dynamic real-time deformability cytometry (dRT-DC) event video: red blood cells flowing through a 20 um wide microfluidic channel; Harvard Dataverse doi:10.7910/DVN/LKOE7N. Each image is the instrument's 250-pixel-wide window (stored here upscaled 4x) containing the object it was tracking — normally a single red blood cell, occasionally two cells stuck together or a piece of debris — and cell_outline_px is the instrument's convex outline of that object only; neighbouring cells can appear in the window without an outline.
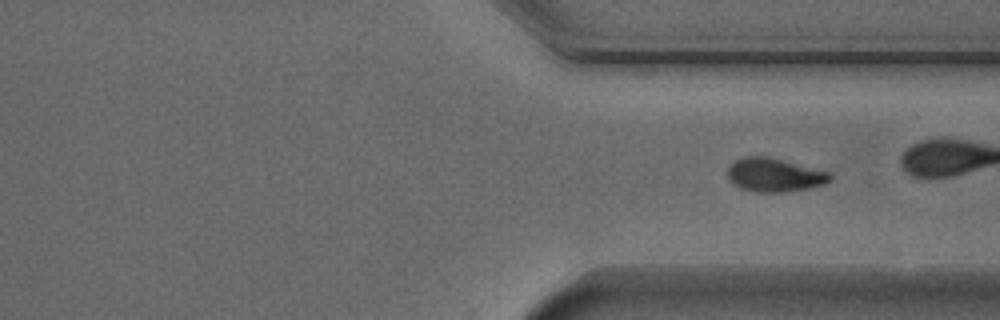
{"species": "Egyptian fruit bat (a non-hibernating species)", "species_latin": "Rousettus aegyptiacus", "temperature_condition": "cold", "stored_images_in_passage": 24, "camera_frame_rate_fps": 3000, "um_per_image_px": 0.085, "animal": {"sex": "male"}, "frame": {"image": 1, "passage_image": 24, "time_ms": 7.667, "image_size_px": [1000, 320], "cell_outline_px": [[832, 180], [824, 184], [808, 188], [784, 192], [756, 192], [740, 188], [732, 184], [728, 180], [728, 168], [736, 160], [744, 156], [768, 156], [832, 172]], "centroid_in_image_um": [65.84, 14.87], "position_along_channel_um": 345.6, "area_um2": 20.29}}